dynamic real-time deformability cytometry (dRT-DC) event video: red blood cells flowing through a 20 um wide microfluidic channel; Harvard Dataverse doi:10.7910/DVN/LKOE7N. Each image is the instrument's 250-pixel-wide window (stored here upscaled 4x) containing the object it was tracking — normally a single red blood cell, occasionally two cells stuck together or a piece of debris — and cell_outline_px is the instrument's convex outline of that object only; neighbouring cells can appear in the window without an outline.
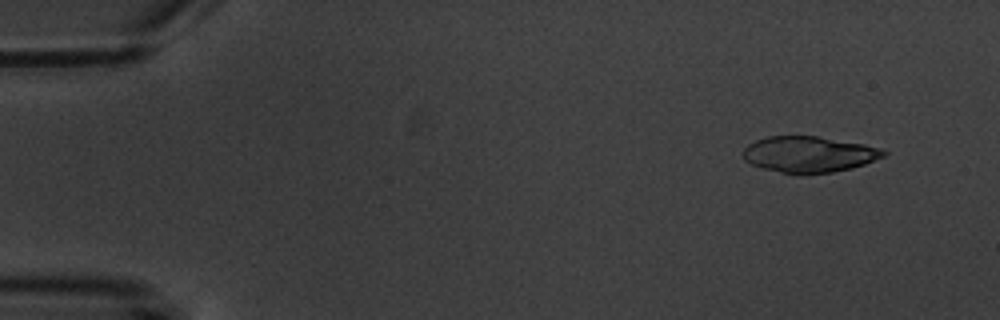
{"species": "common noctule bat (a hibernating species)", "species_latin": "Nyctalus noctula", "temperature_condition": "warm", "stored_images_in_passage": 8, "camera_frame_rate_fps": 3000, "um_per_image_px": 0.085, "animal": {"sex": "male", "body_mass_g": 20.1, "forearm_length_mm": 53.5}, "frame": {"image": 1, "passage_image": 2, "time_ms": 1.333, "image_size_px": [1000, 320], "cell_outline_px": [[888, 152], [884, 156], [864, 164], [852, 168], [832, 172], [804, 176], [796, 176], [764, 168], [752, 164], [744, 160], [744, 148], [748, 144], [756, 140], [768, 136], [816, 136], [864, 144], [880, 148]], "centroid_in_image_um": [68.75, 13.14], "position_along_channel_um": 16.2, "area_um2": 29.77}}
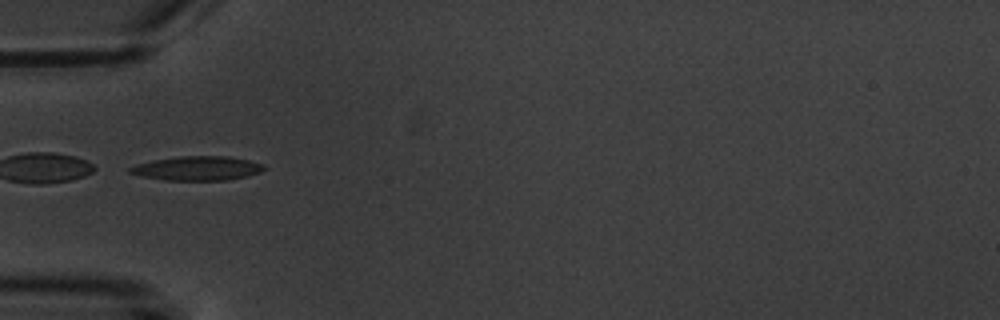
{"frame": {"image": 2, "passage_image": 6, "time_ms": 6.0, "image_size_px": [1000, 320], "cell_outline_px": [[268, 168], [260, 172], [248, 176], [224, 180], [164, 180], [140, 176], [128, 172], [128, 168], [136, 164], [152, 160], [180, 156], [228, 156], [248, 160], [264, 164]], "centroid_in_image_um": [16.77, 14.3], "position_along_channel_um": 68.2, "area_um2": 19.02}}
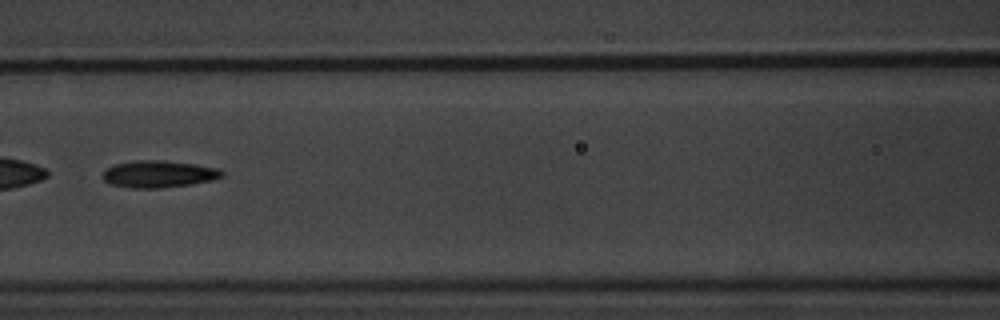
{"frame": {"image": 3, "passage_image": 8, "time_ms": 8.333, "image_size_px": [1000, 320], "cell_outline_px": [[224, 176], [212, 180], [188, 184], [160, 188], [128, 188], [112, 184], [104, 180], [104, 172], [112, 164], [132, 160], [164, 160], [220, 168], [224, 172]], "centroid_in_image_um": [13.49, 14.78], "position_along_channel_um": 153.1, "area_um2": 18.73}}